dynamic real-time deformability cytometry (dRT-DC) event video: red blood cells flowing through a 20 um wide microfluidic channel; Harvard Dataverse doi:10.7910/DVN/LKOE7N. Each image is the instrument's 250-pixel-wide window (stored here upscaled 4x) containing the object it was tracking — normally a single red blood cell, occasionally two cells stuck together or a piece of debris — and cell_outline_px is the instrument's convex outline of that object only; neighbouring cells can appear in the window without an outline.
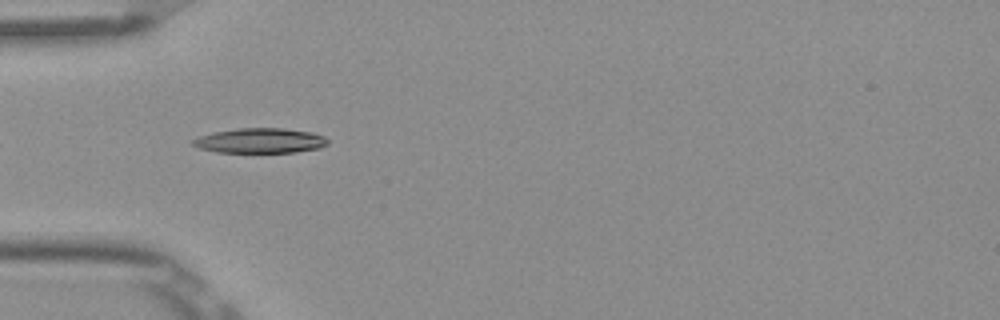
{"species": "Egyptian fruit bat (a non-hibernating species)", "species_latin": "Rousettus aegyptiacus", "temperature_condition": "room temperature", "stored_images_in_passage": 6, "camera_frame_rate_fps": 3000, "um_per_image_px": 0.085, "frame": {"image": 1, "passage_image": 3, "time_ms": 0.667, "image_size_px": [1000, 320], "cell_outline_px": [[328, 144], [320, 148], [296, 152], [216, 152], [200, 148], [192, 144], [192, 140], [200, 136], [212, 132], [240, 128], [280, 128], [312, 132], [324, 136], [328, 140]], "centroid_in_image_um": [22.13, 11.95], "position_along_channel_um": 62.9, "area_um2": 19.54}}
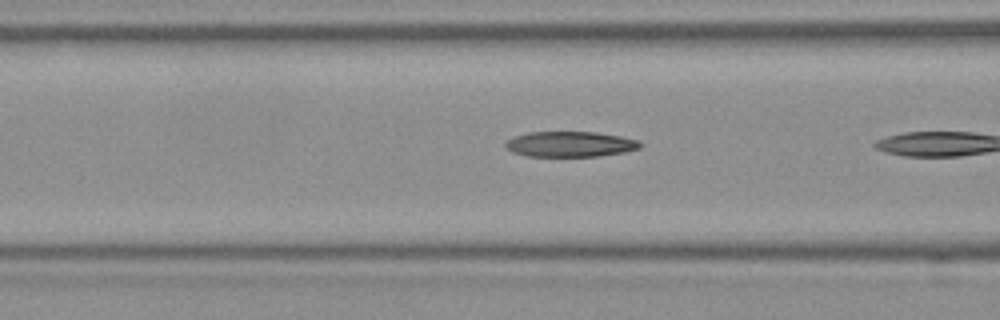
{"frame": {"image": 2, "passage_image": 5, "time_ms": 1.333, "image_size_px": [1000, 320], "cell_outline_px": [[644, 144], [640, 148], [624, 152], [600, 156], [528, 156], [512, 152], [504, 148], [504, 144], [512, 136], [528, 132], [596, 132], [620, 136], [640, 140]], "centroid_in_image_um": [48.46, 12.25], "position_along_channel_um": 118.1, "area_um2": 20.17}}